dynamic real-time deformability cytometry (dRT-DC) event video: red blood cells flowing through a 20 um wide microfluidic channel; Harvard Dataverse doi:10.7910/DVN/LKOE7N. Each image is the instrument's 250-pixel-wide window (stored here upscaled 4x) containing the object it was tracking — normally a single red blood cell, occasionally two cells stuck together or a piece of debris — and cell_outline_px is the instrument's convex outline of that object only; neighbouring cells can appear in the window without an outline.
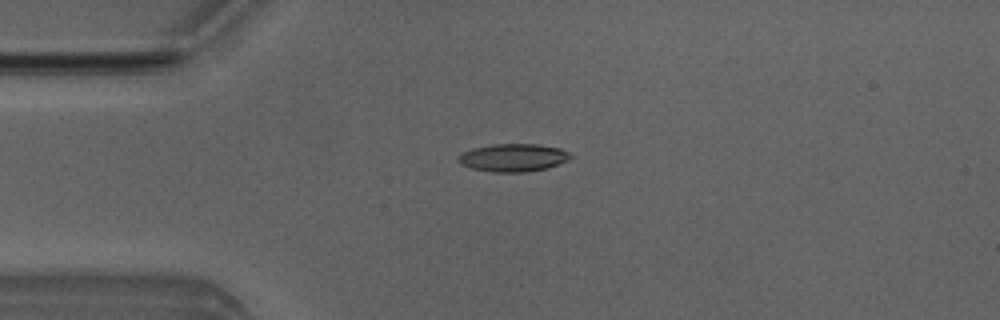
{"species": "Egyptian fruit bat (a non-hibernating species)", "species_latin": "Rousettus aegyptiacus", "temperature_condition": "room temperature", "stored_images_in_passage": 4, "camera_frame_rate_fps": 3000, "um_per_image_px": 0.085, "animal": {"sex": "male"}, "frame": {"image": 1, "passage_image": 4, "time_ms": 3.667, "image_size_px": [1000, 320], "cell_outline_px": [[572, 156], [568, 160], [548, 168], [524, 172], [492, 172], [472, 168], [460, 164], [456, 160], [456, 156], [472, 148], [492, 144], [536, 144], [560, 148], [568, 152]], "centroid_in_image_um": [43.59, 13.4], "position_along_channel_um": 41.4, "area_um2": 18.26}}